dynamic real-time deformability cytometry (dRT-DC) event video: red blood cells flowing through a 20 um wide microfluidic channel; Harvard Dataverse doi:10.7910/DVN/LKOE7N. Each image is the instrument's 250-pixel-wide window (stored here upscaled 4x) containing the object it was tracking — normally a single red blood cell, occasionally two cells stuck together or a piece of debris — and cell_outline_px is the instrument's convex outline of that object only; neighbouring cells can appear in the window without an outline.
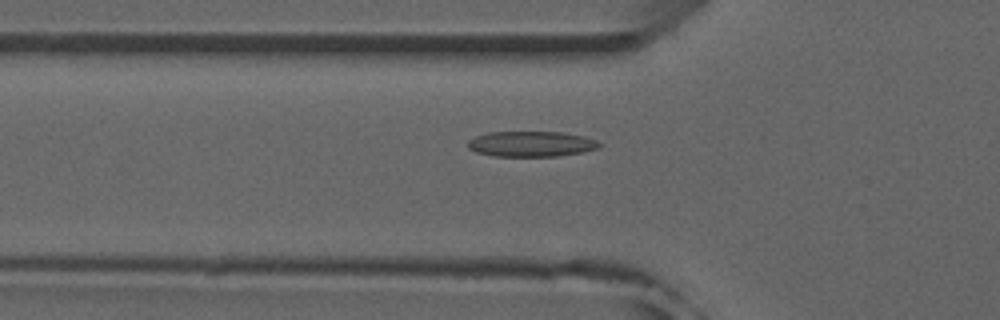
{"species": "common noctule bat (a hibernating species)", "species_latin": "Nyctalus noctula", "temperature_condition": "room temperature", "stored_images_in_passage": 52, "camera_frame_rate_fps": 3000, "um_per_image_px": 0.085, "animal": {"sex": "male", "forearm_length_mm": 52.5}, "frame": {"image": 1, "passage_image": 18, "time_ms": 5.667, "image_size_px": [1000, 320], "cell_outline_px": [[604, 144], [600, 148], [580, 152], [556, 156], [492, 156], [476, 152], [468, 148], [468, 140], [476, 136], [488, 132], [560, 132], [584, 136], [596, 140]], "centroid_in_image_um": [45.16, 12.23], "position_along_channel_um": 80.6, "area_um2": 19.54}}
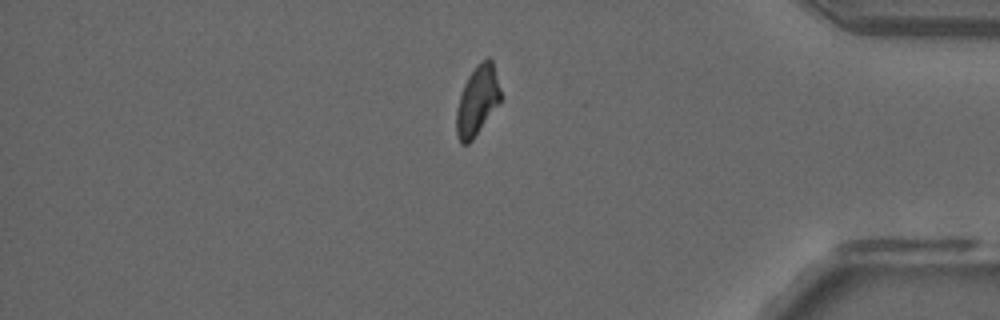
{"frame": {"image": 2, "passage_image": 44, "time_ms": 14.333, "image_size_px": [1000, 320], "cell_outline_px": [[500, 100], [472, 140], [468, 144], [460, 144], [456, 136], [456, 108], [464, 84], [468, 76], [476, 64], [480, 60], [488, 56], [492, 60], [500, 88]], "centroid_in_image_um": [40.54, 8.53], "position_along_channel_um": 394.7, "area_um2": 17.74}}
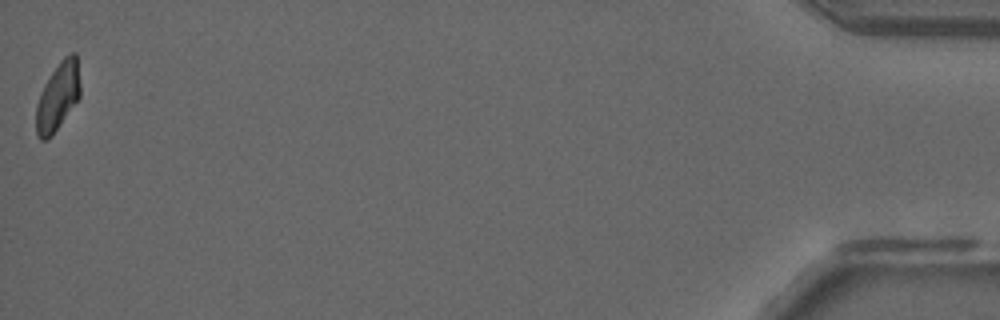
{"frame": {"image": 3, "passage_image": 52, "time_ms": 17.0, "image_size_px": [1000, 320], "cell_outline_px": [[80, 96], [52, 136], [48, 140], [40, 140], [36, 136], [36, 104], [40, 92], [44, 84], [60, 60], [64, 56], [72, 52], [76, 52], [80, 84]], "centroid_in_image_um": [4.9, 8.21], "position_along_channel_um": 430.3, "area_um2": 17.57}, "authors_computed_cell_mechanics": {"area_um2": 18.7561, "velocity_mm_per_s": 3.9614, "shape_relaxation_time_tau1_ms": null, "shape_relaxation_time_tau2_ms": 5.8955, "deformation_change_tau1": null, "deformation_change_tau2": 0.125}}